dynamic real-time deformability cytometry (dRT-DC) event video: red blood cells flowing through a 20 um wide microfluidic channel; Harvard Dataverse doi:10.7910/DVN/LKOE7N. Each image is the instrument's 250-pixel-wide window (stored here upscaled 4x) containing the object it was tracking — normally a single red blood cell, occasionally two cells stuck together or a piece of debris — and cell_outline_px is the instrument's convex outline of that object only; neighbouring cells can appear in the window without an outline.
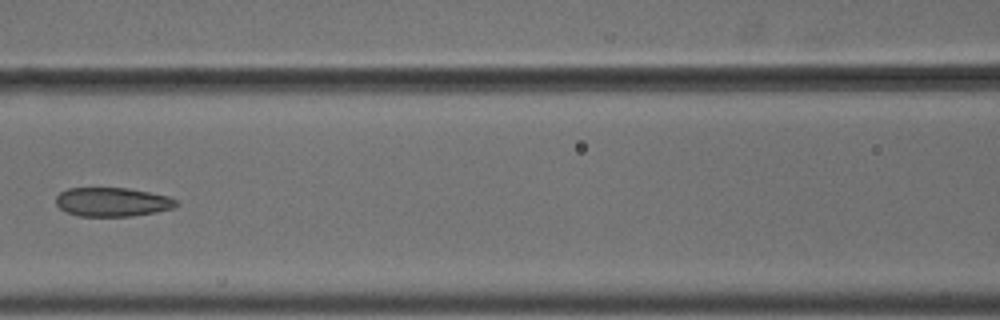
{"species": "common noctule bat (a hibernating species)", "species_latin": "Nyctalus noctula", "temperature_condition": "cold", "stored_images_in_passage": 10, "camera_frame_rate_fps": 3000, "um_per_image_px": 0.085, "animal": {"sex": "male", "body_mass_g": 18.8}, "frame": {"image": 1, "passage_image": 7, "time_ms": 2.0, "image_size_px": [1000, 320], "cell_outline_px": [[180, 204], [172, 208], [156, 212], [132, 216], [76, 216], [64, 212], [56, 204], [56, 196], [60, 192], [68, 188], [128, 188], [168, 196], [180, 200]], "centroid_in_image_um": [9.55, 17.17], "position_along_channel_um": 157.0, "area_um2": 20.52}}
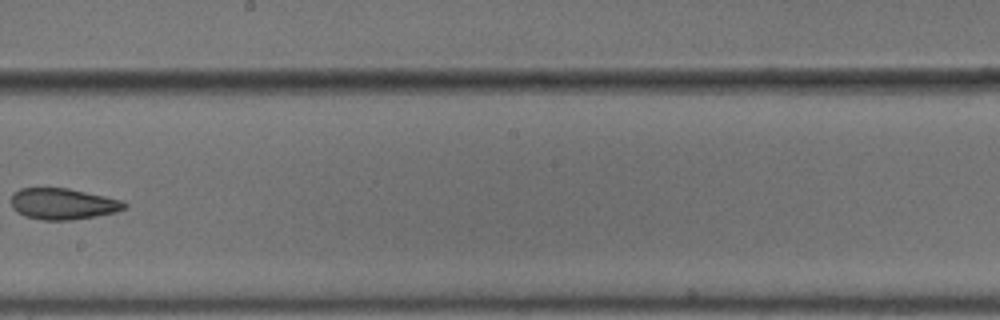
{"frame": {"image": 2, "passage_image": 9, "time_ms": 2.667, "image_size_px": [1000, 320], "cell_outline_px": [[128, 208], [116, 212], [96, 216], [72, 220], [40, 220], [24, 216], [16, 212], [12, 208], [12, 192], [20, 188], [68, 188], [124, 200], [128, 204]], "centroid_in_image_um": [5.37, 17.33], "position_along_channel_um": 242.8, "area_um2": 20.92}}
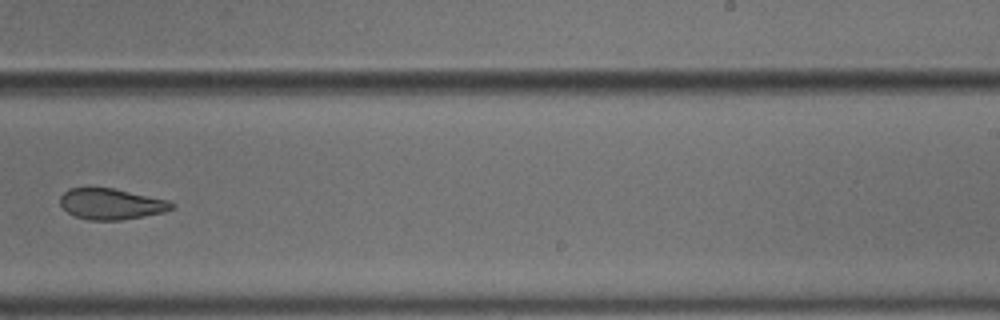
{"frame": {"image": 3, "passage_image": 10, "time_ms": 3.0, "image_size_px": [1000, 320], "cell_outline_px": [[176, 208], [164, 212], [144, 216], [120, 220], [88, 220], [76, 216], [68, 212], [60, 204], [60, 196], [68, 188], [88, 184], [112, 188], [168, 200], [176, 204]], "centroid_in_image_um": [9.42, 17.29], "position_along_channel_um": 279.6, "area_um2": 20.69}}